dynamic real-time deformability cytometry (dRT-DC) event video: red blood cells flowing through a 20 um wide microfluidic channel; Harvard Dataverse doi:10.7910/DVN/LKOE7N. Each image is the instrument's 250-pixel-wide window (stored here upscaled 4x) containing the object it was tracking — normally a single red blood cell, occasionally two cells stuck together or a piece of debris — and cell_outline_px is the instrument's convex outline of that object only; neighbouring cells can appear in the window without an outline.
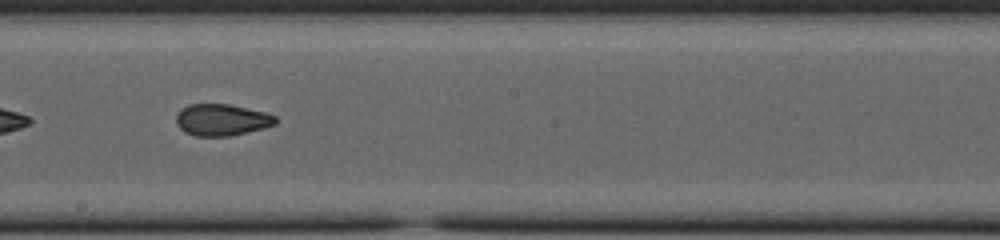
{"species": "common noctule bat (a hibernating species)", "species_latin": "Nyctalus noctula", "temperature_condition": "cold", "stored_images_in_passage": 39, "camera_frame_rate_fps": 3000, "um_per_image_px": 0.085, "animal": {"sex": "female", "body_mass_g": 23.0, "forearm_length_mm": 53.4}, "frame": {"image": 1, "passage_image": 17, "time_ms": 5.333, "image_size_px": [1000, 240], "cell_outline_px": [[276, 124], [264, 128], [232, 136], [196, 136], [184, 132], [176, 124], [176, 112], [180, 108], [188, 104], [228, 104], [264, 112], [276, 116]], "centroid_in_image_um": [18.81, 10.19], "position_along_channel_um": 229.4, "area_um2": 18.5}, "authors_computed_cell_mechanics": {"area_um2": 18.9006, "velocity_mm_per_s": 3.812, "shape_relaxation_time_tau1_ms": null, "shape_relaxation_time_tau2_ms": 1.9758, "deformation_change_tau1": null, "deformation_change_tau2": 0.071}}